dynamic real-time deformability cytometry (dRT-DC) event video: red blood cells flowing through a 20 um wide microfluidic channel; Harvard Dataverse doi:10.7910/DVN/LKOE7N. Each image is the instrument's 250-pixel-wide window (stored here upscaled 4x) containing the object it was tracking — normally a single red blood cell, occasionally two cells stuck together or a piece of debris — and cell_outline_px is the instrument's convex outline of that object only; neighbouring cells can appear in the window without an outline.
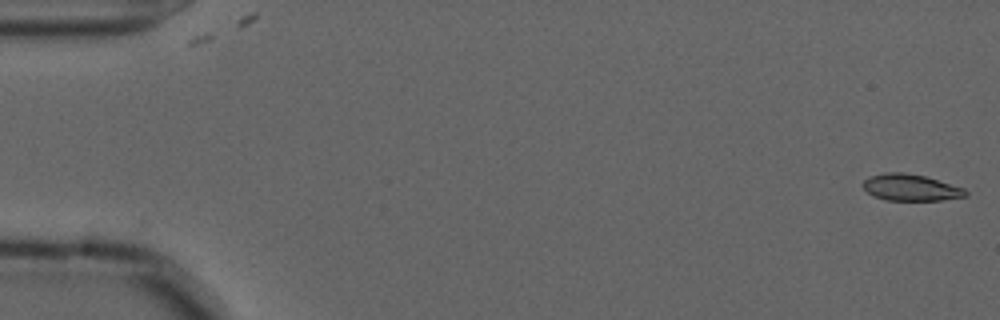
{"species": "common noctule bat (a hibernating species)", "species_latin": "Nyctalus noctula", "temperature_condition": "cold", "stored_images_in_passage": 56, "camera_frame_rate_fps": 3000, "um_per_image_px": 0.085, "animal": {"sex": "male", "forearm_length_mm": 52.5}, "frame": {"image": 1, "passage_image": 1, "time_ms": 0.0, "image_size_px": [1000, 320], "cell_outline_px": [[968, 196], [940, 200], [884, 200], [872, 196], [860, 184], [868, 176], [884, 172], [904, 172], [924, 176], [964, 188], [968, 192]], "centroid_in_image_um": [77.36, 15.93], "position_along_channel_um": 7.6, "area_um2": 16.01}}
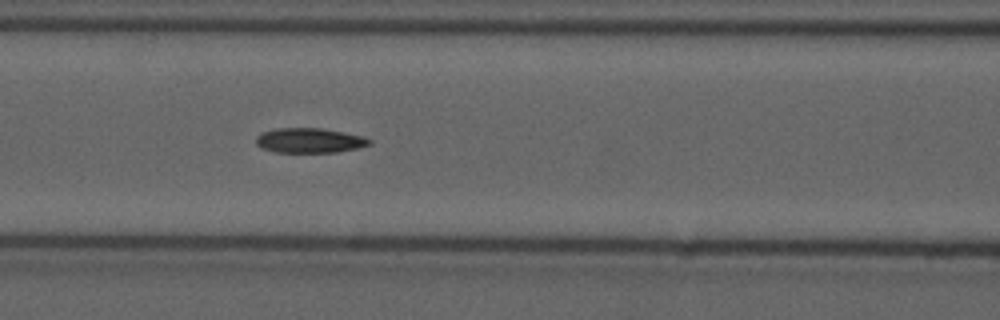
{"frame": {"image": 2, "passage_image": 24, "time_ms": 7.667, "image_size_px": [1000, 320], "cell_outline_px": [[372, 144], [356, 148], [336, 152], [276, 152], [260, 148], [256, 144], [256, 136], [260, 132], [276, 128], [320, 128], [344, 132], [364, 136], [372, 140]], "centroid_in_image_um": [26.29, 11.93], "position_along_channel_um": 140.3, "area_um2": 16.53}}
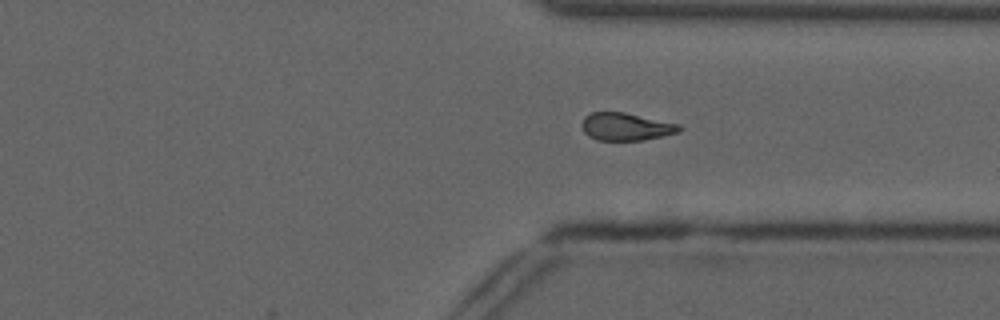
{"frame": {"image": 3, "passage_image": 42, "time_ms": 13.667, "image_size_px": [1000, 320], "cell_outline_px": [[684, 128], [680, 132], [664, 136], [640, 140], [596, 140], [588, 136], [584, 132], [580, 124], [584, 116], [592, 112], [624, 112], [680, 124]], "centroid_in_image_um": [53.21, 10.76], "position_along_channel_um": 358.2, "area_um2": 15.9}, "authors_computed_cell_mechanics": {"area_um2": 16.2996, "velocity_mm_per_s": 3.6348, "shape_relaxation_time_tau1_ms": 10.0643, "shape_relaxation_time_tau2_ms": 3.9056, "deformation_change_tau1": 0.1956, "deformation_change_tau2": 0.0993}}